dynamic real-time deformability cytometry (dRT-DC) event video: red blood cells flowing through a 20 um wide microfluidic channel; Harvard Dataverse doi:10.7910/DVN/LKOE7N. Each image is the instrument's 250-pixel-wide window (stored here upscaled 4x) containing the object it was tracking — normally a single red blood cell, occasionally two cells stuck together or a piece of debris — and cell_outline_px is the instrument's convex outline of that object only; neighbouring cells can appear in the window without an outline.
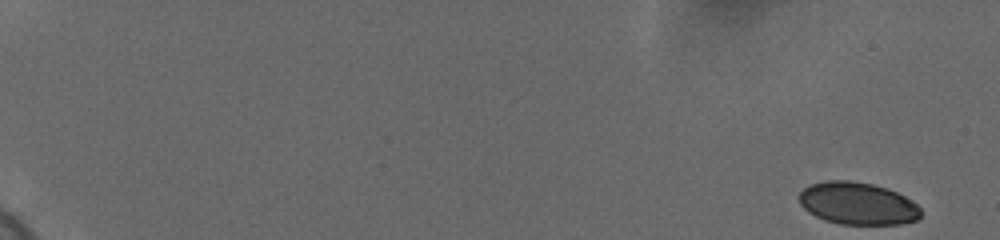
{"species": "human", "species_latin": "Homo sapiens", "temperature_condition": "cold", "stored_images_in_passage": 57, "camera_frame_rate_fps": 3000, "um_per_image_px": 0.085, "donor": {"sex": "female"}, "frame": {"image": 1, "passage_image": 1, "time_ms": 0.0, "image_size_px": [1000, 240], "cell_outline_px": [[920, 220], [900, 224], [840, 224], [824, 220], [808, 212], [800, 204], [796, 196], [808, 184], [824, 180], [852, 180], [872, 184], [888, 188], [912, 200], [920, 208]], "centroid_in_image_um": [72.87, 17.28], "position_along_channel_um": 12.1, "area_um2": 30.46}}
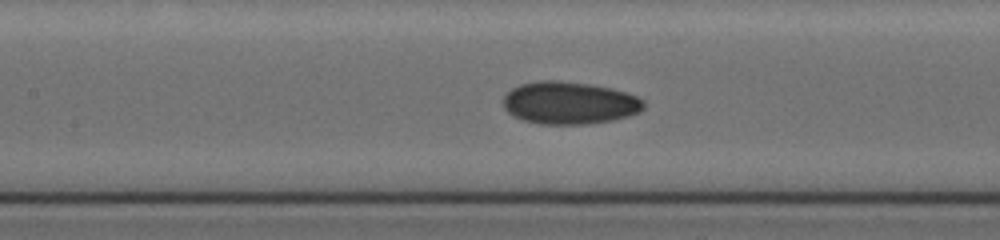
{"frame": {"image": 2, "passage_image": 30, "time_ms": 9.667, "image_size_px": [1000, 240], "cell_outline_px": [[644, 108], [640, 112], [628, 116], [612, 120], [588, 124], [540, 124], [524, 120], [512, 116], [504, 108], [504, 92], [520, 84], [536, 80], [560, 80], [588, 84], [608, 88], [624, 92], [636, 96], [644, 100]], "centroid_in_image_um": [48.36, 8.74], "position_along_channel_um": 159.0, "area_um2": 34.91}}
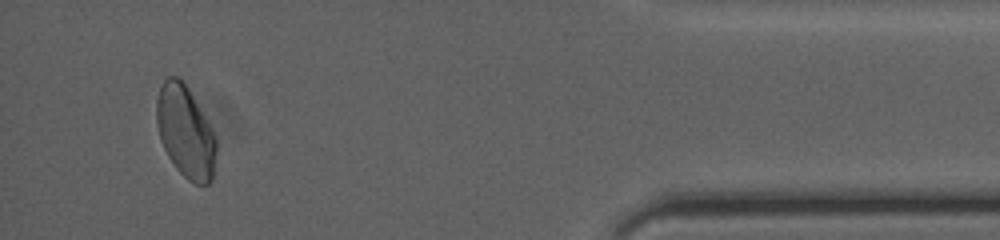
{"frame": {"image": 3, "passage_image": 55, "time_ms": 18.0, "image_size_px": [1000, 240], "cell_outline_px": [[216, 152], [212, 180], [208, 184], [196, 184], [188, 180], [176, 168], [168, 156], [160, 140], [156, 124], [156, 100], [160, 88], [164, 80], [168, 76], [180, 76], [188, 88], [212, 128], [216, 136]], "centroid_in_image_um": [15.76, 11.19], "position_along_channel_um": 419.4, "area_um2": 32.08}, "authors_computed_cell_mechanics": {"area_um2": 32.368, "velocity_mm_per_s": 3.6861, "shape_relaxation_time_tau1_ms": 5.9882, "shape_relaxation_time_tau2_ms": 2.2659, "deformation_change_tau1": 0.1033, "deformation_change_tau2": 0.0511}}